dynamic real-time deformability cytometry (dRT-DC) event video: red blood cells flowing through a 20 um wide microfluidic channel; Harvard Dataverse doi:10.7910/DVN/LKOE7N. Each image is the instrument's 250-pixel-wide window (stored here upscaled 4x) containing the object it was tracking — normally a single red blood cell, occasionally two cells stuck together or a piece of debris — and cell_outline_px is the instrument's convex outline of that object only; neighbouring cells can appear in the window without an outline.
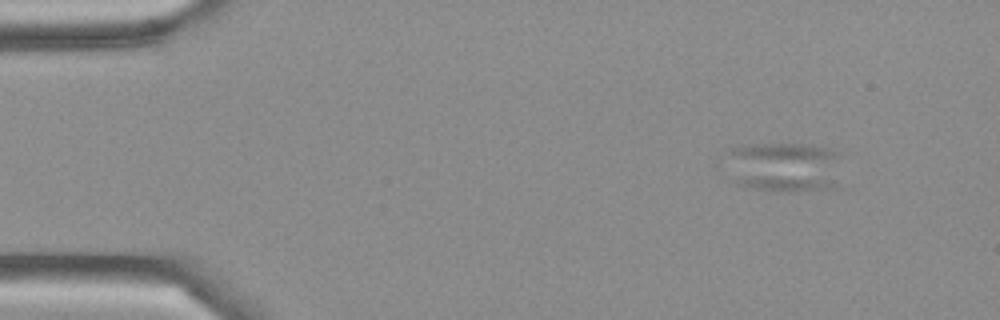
{"species": "Egyptian fruit bat (a non-hibernating species)", "species_latin": "Rousettus aegyptiacus", "temperature_condition": "cold", "stored_images_in_passage": 51, "camera_frame_rate_fps": 3000, "um_per_image_px": 0.085, "frame": {"image": 1, "passage_image": 6, "time_ms": 1.667, "image_size_px": [1000, 320], "cell_outline_px": [[840, 188], [788, 192], [784, 192], [756, 188], [740, 184], [736, 180], [724, 152], [736, 144], [812, 144], [832, 148], [840, 152]], "centroid_in_image_um": [66.76, 14.17], "position_along_channel_um": 18.2, "area_um2": 34.85}}
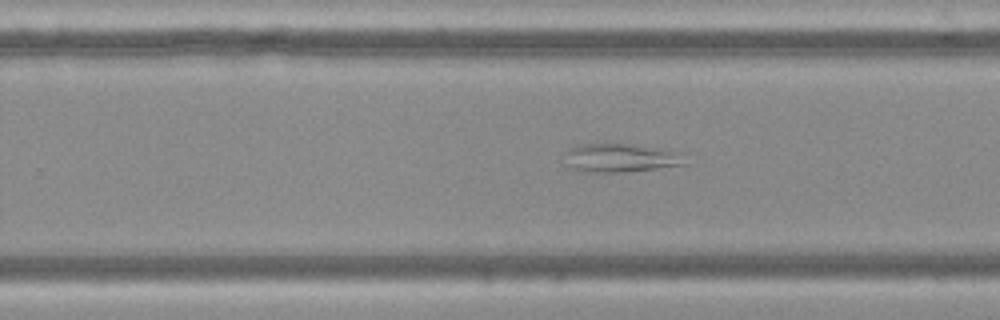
{"frame": {"image": 2, "passage_image": 32, "time_ms": 10.333, "image_size_px": [1000, 320], "cell_outline_px": [[688, 164], [624, 172], [584, 172], [568, 168], [564, 164], [564, 152], [568, 148], [576, 144], [628, 144], [664, 148], [688, 152]], "centroid_in_image_um": [52.79, 13.41], "position_along_channel_um": 277.0, "area_um2": 20.98}}
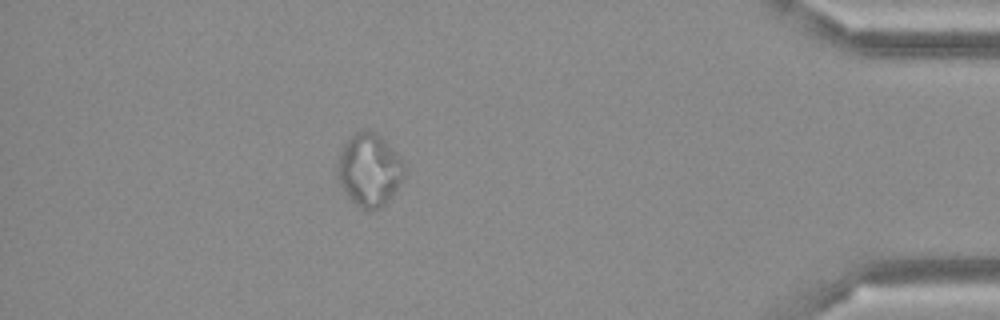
{"frame": {"image": 3, "passage_image": 45, "time_ms": 14.667, "image_size_px": [1000, 320], "cell_outline_px": [[408, 168], [400, 184], [388, 204], [380, 208], [368, 212], [360, 208], [344, 192], [336, 176], [336, 164], [340, 152], [344, 144], [356, 132], [364, 128], [368, 128], [376, 132], [404, 160]], "centroid_in_image_um": [31.42, 14.46], "position_along_channel_um": 403.8, "area_um2": 29.19}}